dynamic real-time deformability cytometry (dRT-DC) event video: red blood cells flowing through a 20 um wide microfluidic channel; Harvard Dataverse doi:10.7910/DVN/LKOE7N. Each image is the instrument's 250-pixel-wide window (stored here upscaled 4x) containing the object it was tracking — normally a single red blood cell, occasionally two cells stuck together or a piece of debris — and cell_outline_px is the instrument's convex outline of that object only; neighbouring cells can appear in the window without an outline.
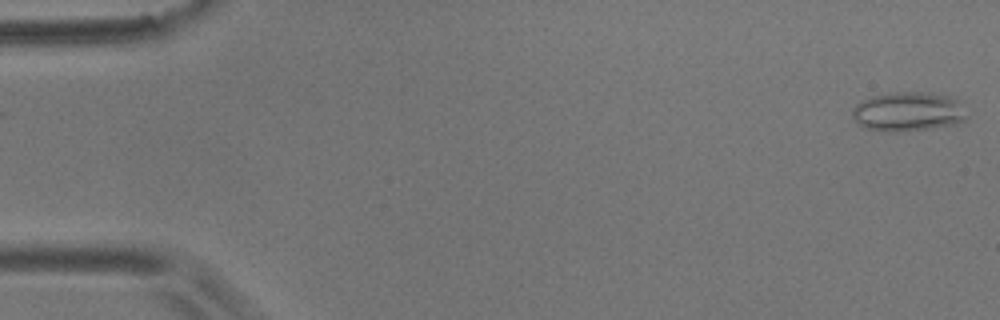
{"species": "common noctule bat (a hibernating species)", "species_latin": "Nyctalus noctula", "temperature_condition": "room temperature", "stored_images_in_passage": 6, "camera_frame_rate_fps": 3000, "um_per_image_px": 0.085, "animal": {"sex": "male", "body_mass_g": 17.9}, "frame": {"image": 1, "passage_image": 1, "time_ms": 0.0, "image_size_px": [1000, 320], "cell_outline_px": [[968, 116], [964, 120], [956, 124], [932, 128], [896, 132], [892, 132], [868, 128], [860, 124], [852, 116], [852, 108], [856, 104], [872, 96], [896, 92], [924, 92], [948, 96], [956, 100]], "centroid_in_image_um": [77.19, 9.49], "position_along_channel_um": 7.8, "area_um2": 25.84}}